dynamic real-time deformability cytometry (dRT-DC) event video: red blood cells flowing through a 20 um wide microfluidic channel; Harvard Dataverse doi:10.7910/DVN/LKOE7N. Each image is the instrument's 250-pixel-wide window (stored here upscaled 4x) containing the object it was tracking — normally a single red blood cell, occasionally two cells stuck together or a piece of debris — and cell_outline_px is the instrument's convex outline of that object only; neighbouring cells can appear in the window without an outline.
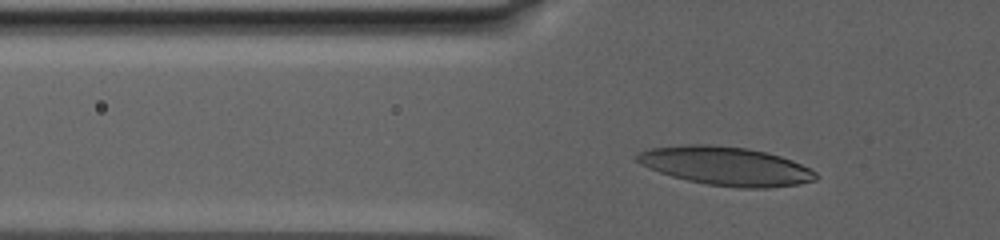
{"species": "human", "species_latin": "Homo sapiens", "temperature_condition": "warm", "stored_images_in_passage": 57, "camera_frame_rate_fps": 3000, "um_per_image_px": 0.085, "donor": {"sex": "male"}, "frame": {"image": 1, "passage_image": 13, "time_ms": 4.0, "image_size_px": [1000, 240], "cell_outline_px": [[820, 176], [816, 180], [796, 184], [768, 188], [736, 188], [708, 184], [688, 180], [672, 176], [648, 168], [640, 164], [636, 160], [636, 156], [640, 152], [652, 148], [692, 144], [708, 144], [748, 148], [768, 152], [792, 160], [816, 172]], "centroid_in_image_um": [61.72, 14.11], "position_along_channel_um": 64.1, "area_um2": 40.11}}
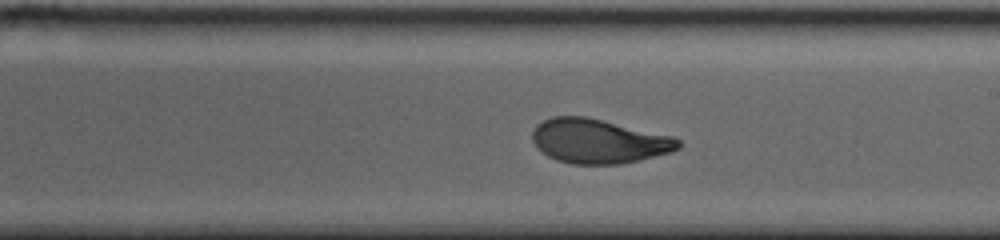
{"frame": {"image": 2, "passage_image": 34, "time_ms": 11.0, "image_size_px": [1000, 240], "cell_outline_px": [[680, 148], [672, 152], [640, 160], [620, 164], [572, 164], [556, 160], [540, 152], [536, 148], [532, 140], [532, 132], [536, 124], [552, 116], [584, 116], [672, 136], [680, 140]], "centroid_in_image_um": [50.85, 12.01], "position_along_channel_um": 238.2, "area_um2": 37.8}}
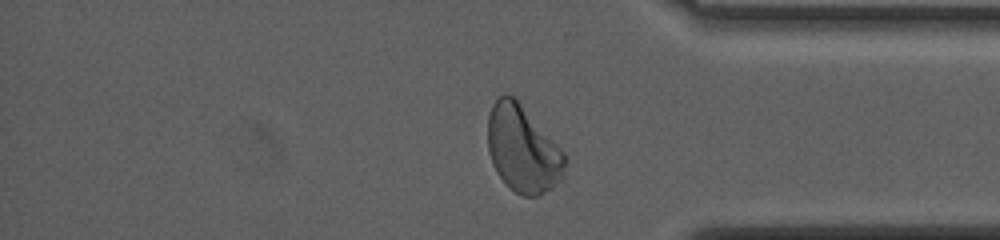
{"frame": {"image": 3, "passage_image": 52, "time_ms": 17.0, "image_size_px": [1000, 240], "cell_outline_px": [[568, 160], [564, 176], [552, 188], [540, 196], [524, 196], [508, 188], [496, 172], [492, 164], [488, 152], [488, 116], [492, 104], [496, 96], [504, 92], [508, 92], [520, 104], [564, 152]], "centroid_in_image_um": [44.42, 12.69], "position_along_channel_um": 390.8, "area_um2": 39.3}, "authors_computed_cell_mechanics": {"area_um2": 38.0902, "velocity_mm_per_s": 2.6592, "shape_relaxation_time_tau1_ms": 7.4148, "shape_relaxation_time_tau2_ms": 1.2955, "deformation_change_tau1": 0.2233, "deformation_change_tau2": 0.0668}}